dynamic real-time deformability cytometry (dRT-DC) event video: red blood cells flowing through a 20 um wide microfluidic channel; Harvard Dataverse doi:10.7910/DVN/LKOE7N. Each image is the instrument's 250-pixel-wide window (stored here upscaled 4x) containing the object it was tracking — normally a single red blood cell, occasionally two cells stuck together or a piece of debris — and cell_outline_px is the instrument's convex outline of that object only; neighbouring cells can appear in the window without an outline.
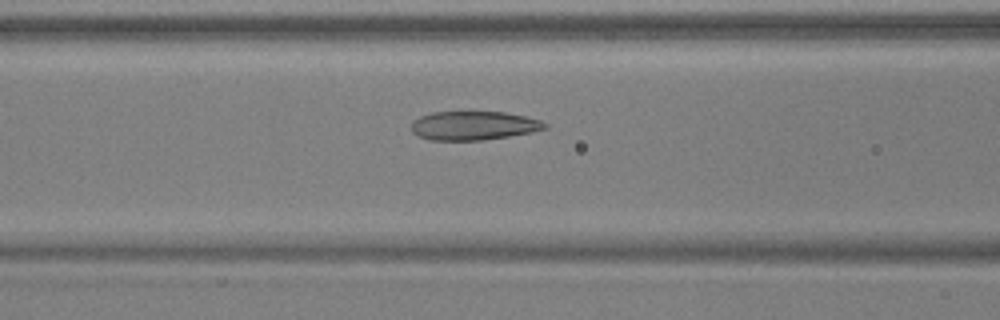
{"species": "common noctule bat (a hibernating species)", "species_latin": "Nyctalus noctula", "temperature_condition": "warm", "stored_images_in_passage": 51, "camera_frame_rate_fps": 3000, "um_per_image_px": 0.085, "animal": {"sex": "male", "body_mass_g": 17.9, "forearm_length_mm": 54.2}, "frame": {"image": 1, "passage_image": 21, "time_ms": 6.667, "image_size_px": [1000, 320], "cell_outline_px": [[548, 128], [532, 132], [484, 140], [428, 140], [412, 132], [412, 120], [420, 116], [432, 112], [504, 112], [524, 116], [540, 120], [548, 124]], "centroid_in_image_um": [40.26, 10.68], "position_along_channel_um": 126.3, "area_um2": 22.43}}
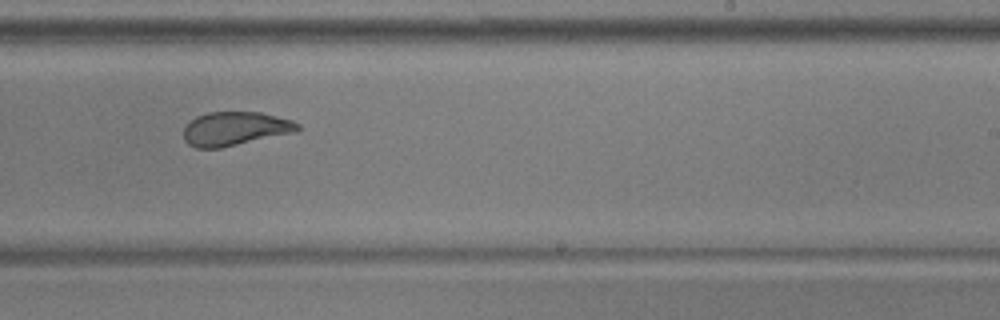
{"frame": {"image": 2, "passage_image": 32, "time_ms": 10.333, "image_size_px": [1000, 320], "cell_outline_px": [[300, 128], [296, 132], [220, 148], [196, 148], [188, 144], [184, 140], [184, 128], [196, 116], [208, 112], [260, 112], [292, 120], [300, 124]], "centroid_in_image_um": [19.99, 10.94], "position_along_channel_um": 269.0, "area_um2": 22.43}}
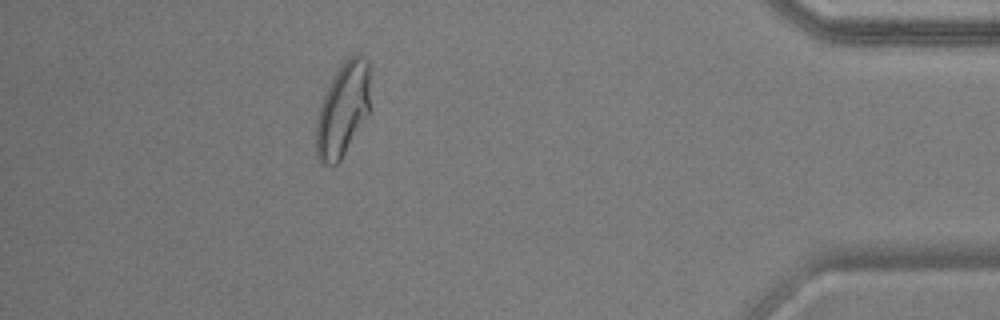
{"frame": {"image": 3, "passage_image": 46, "time_ms": 15.0, "image_size_px": [1000, 320], "cell_outline_px": [[368, 112], [340, 160], [336, 164], [320, 164], [316, 156], [316, 120], [324, 96], [336, 72], [344, 60], [348, 56], [356, 52], [360, 52], [368, 60]], "centroid_in_image_um": [29.11, 9.29], "position_along_channel_um": 406.1, "area_um2": 28.9}, "authors_computed_cell_mechanics": {"area_um2": 25.432, "velocity_mm_per_s": 3.9018, "shape_relaxation_time_tau1_ms": null, "shape_relaxation_time_tau2_ms": 1.2848, "deformation_change_tau1": null, "deformation_change_tau2": 0.0889}}